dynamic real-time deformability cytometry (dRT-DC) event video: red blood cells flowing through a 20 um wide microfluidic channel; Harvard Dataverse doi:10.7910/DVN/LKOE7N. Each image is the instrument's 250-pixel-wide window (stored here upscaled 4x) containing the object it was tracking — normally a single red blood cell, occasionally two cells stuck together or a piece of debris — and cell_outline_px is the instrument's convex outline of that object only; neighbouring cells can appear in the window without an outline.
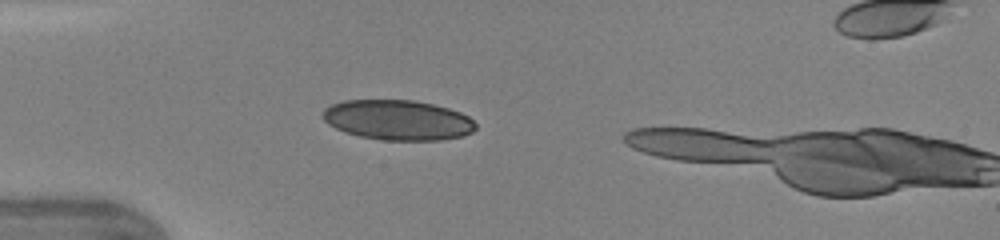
{"species": "human", "species_latin": "Homo sapiens", "temperature_condition": "warm", "stored_images_in_passage": 38, "camera_frame_rate_fps": 3000, "um_per_image_px": 0.085, "donor": {"sex": "female"}, "frame": {"image": 1, "passage_image": 9, "time_ms": 2.667, "image_size_px": [1000, 240], "cell_outline_px": [[476, 128], [472, 132], [460, 136], [440, 140], [380, 140], [360, 136], [344, 132], [328, 124], [320, 116], [324, 108], [332, 104], [344, 100], [416, 100], [448, 108], [460, 112], [468, 116], [476, 124]], "centroid_in_image_um": [33.78, 10.2], "position_along_channel_um": 51.2, "area_um2": 35.84}}
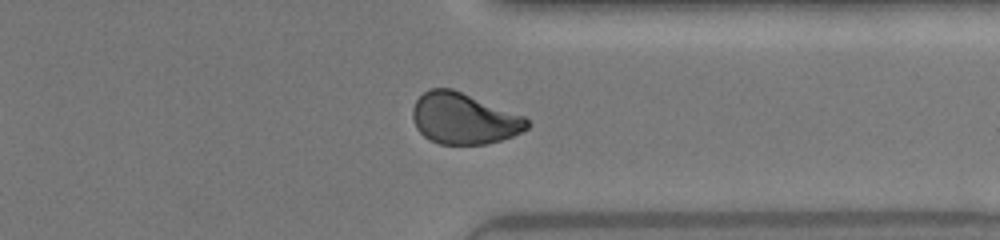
{"frame": {"image": 2, "passage_image": 32, "time_ms": 10.333, "image_size_px": [1000, 240], "cell_outline_px": [[528, 128], [512, 136], [488, 144], [440, 144], [424, 136], [416, 128], [412, 116], [412, 108], [416, 100], [428, 88], [452, 88], [524, 116], [528, 120]], "centroid_in_image_um": [39.4, 10.07], "position_along_channel_um": 372.0, "area_um2": 33.93}}
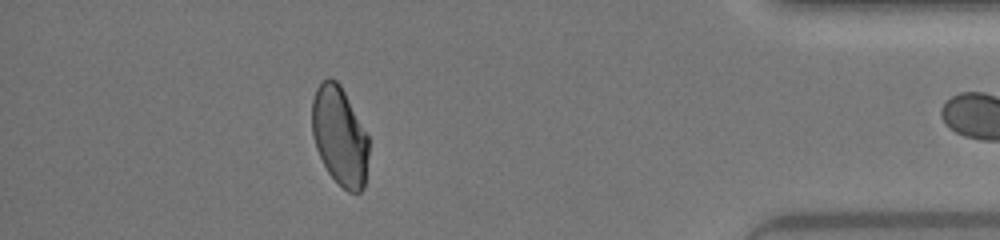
{"frame": {"image": 3, "passage_image": 37, "time_ms": 12.0, "image_size_px": [1000, 240], "cell_outline_px": [[368, 156], [364, 188], [360, 192], [348, 192], [328, 172], [316, 148], [312, 136], [312, 100], [316, 88], [328, 76], [336, 80], [340, 84], [368, 136]], "centroid_in_image_um": [28.86, 11.55], "position_along_channel_um": 406.3, "area_um2": 32.43}}